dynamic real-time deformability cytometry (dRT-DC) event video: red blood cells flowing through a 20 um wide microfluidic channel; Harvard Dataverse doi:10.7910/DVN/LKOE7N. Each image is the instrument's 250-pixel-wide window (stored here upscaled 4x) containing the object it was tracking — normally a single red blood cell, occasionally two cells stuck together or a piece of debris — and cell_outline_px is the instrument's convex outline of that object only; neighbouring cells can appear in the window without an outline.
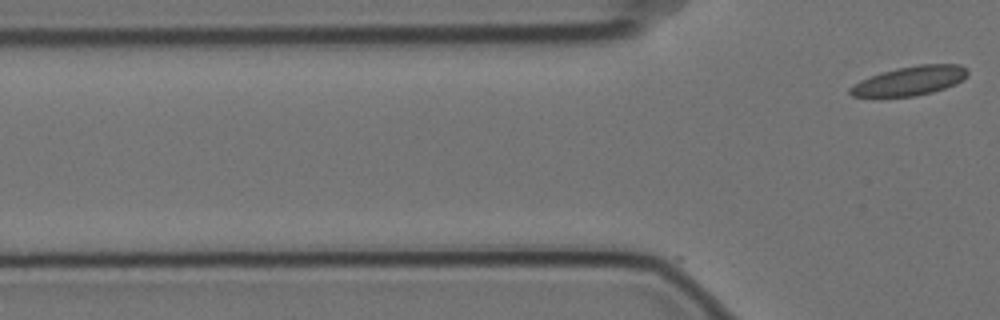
{"species": "Egyptian fruit bat (a non-hibernating species)", "species_latin": "Rousettus aegyptiacus", "temperature_condition": "cold", "stored_images_in_passage": 5, "camera_frame_rate_fps": 3000, "um_per_image_px": 0.085, "animal": {"sex": "female"}, "frame": {"image": 1, "passage_image": 5, "time_ms": 1.333, "image_size_px": [1000, 320], "cell_outline_px": [[968, 76], [956, 84], [932, 92], [916, 96], [852, 96], [848, 92], [848, 88], [852, 84], [860, 80], [896, 68], [920, 64], [960, 64], [968, 68]], "centroid_in_image_um": [77.37, 6.86], "position_along_channel_um": 48.4, "area_um2": 19.94}}